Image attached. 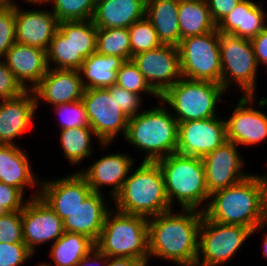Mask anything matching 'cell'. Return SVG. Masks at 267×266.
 Segmentation results:
<instances>
[{
  "mask_svg": "<svg viewBox=\"0 0 267 266\" xmlns=\"http://www.w3.org/2000/svg\"><path fill=\"white\" fill-rule=\"evenodd\" d=\"M131 60L159 96L182 78L176 46L161 45L158 48L137 53Z\"/></svg>",
  "mask_w": 267,
  "mask_h": 266,
  "instance_id": "cell-14",
  "label": "cell"
},
{
  "mask_svg": "<svg viewBox=\"0 0 267 266\" xmlns=\"http://www.w3.org/2000/svg\"><path fill=\"white\" fill-rule=\"evenodd\" d=\"M124 140L144 152L142 161L156 162L176 153L178 121L161 102L129 118Z\"/></svg>",
  "mask_w": 267,
  "mask_h": 266,
  "instance_id": "cell-3",
  "label": "cell"
},
{
  "mask_svg": "<svg viewBox=\"0 0 267 266\" xmlns=\"http://www.w3.org/2000/svg\"><path fill=\"white\" fill-rule=\"evenodd\" d=\"M148 261L129 257H107L106 266H144Z\"/></svg>",
  "mask_w": 267,
  "mask_h": 266,
  "instance_id": "cell-48",
  "label": "cell"
},
{
  "mask_svg": "<svg viewBox=\"0 0 267 266\" xmlns=\"http://www.w3.org/2000/svg\"><path fill=\"white\" fill-rule=\"evenodd\" d=\"M242 0H207L213 22L217 25Z\"/></svg>",
  "mask_w": 267,
  "mask_h": 266,
  "instance_id": "cell-45",
  "label": "cell"
},
{
  "mask_svg": "<svg viewBox=\"0 0 267 266\" xmlns=\"http://www.w3.org/2000/svg\"><path fill=\"white\" fill-rule=\"evenodd\" d=\"M262 1L242 0L216 26L224 31L234 32L238 37L252 39L267 27V13Z\"/></svg>",
  "mask_w": 267,
  "mask_h": 266,
  "instance_id": "cell-26",
  "label": "cell"
},
{
  "mask_svg": "<svg viewBox=\"0 0 267 266\" xmlns=\"http://www.w3.org/2000/svg\"><path fill=\"white\" fill-rule=\"evenodd\" d=\"M46 55L49 68L73 69L72 33H61L57 29L46 50Z\"/></svg>",
  "mask_w": 267,
  "mask_h": 266,
  "instance_id": "cell-35",
  "label": "cell"
},
{
  "mask_svg": "<svg viewBox=\"0 0 267 266\" xmlns=\"http://www.w3.org/2000/svg\"><path fill=\"white\" fill-rule=\"evenodd\" d=\"M95 247L107 257L149 261L148 218L111 209Z\"/></svg>",
  "mask_w": 267,
  "mask_h": 266,
  "instance_id": "cell-6",
  "label": "cell"
},
{
  "mask_svg": "<svg viewBox=\"0 0 267 266\" xmlns=\"http://www.w3.org/2000/svg\"><path fill=\"white\" fill-rule=\"evenodd\" d=\"M2 60L25 90H33L49 69L45 50L16 42Z\"/></svg>",
  "mask_w": 267,
  "mask_h": 266,
  "instance_id": "cell-22",
  "label": "cell"
},
{
  "mask_svg": "<svg viewBox=\"0 0 267 266\" xmlns=\"http://www.w3.org/2000/svg\"><path fill=\"white\" fill-rule=\"evenodd\" d=\"M25 91L6 63L0 59V100L15 98Z\"/></svg>",
  "mask_w": 267,
  "mask_h": 266,
  "instance_id": "cell-42",
  "label": "cell"
},
{
  "mask_svg": "<svg viewBox=\"0 0 267 266\" xmlns=\"http://www.w3.org/2000/svg\"><path fill=\"white\" fill-rule=\"evenodd\" d=\"M156 162L163 174L171 208L174 209V206L179 204L180 209L203 212L208 205L210 194L202 158L173 153Z\"/></svg>",
  "mask_w": 267,
  "mask_h": 266,
  "instance_id": "cell-5",
  "label": "cell"
},
{
  "mask_svg": "<svg viewBox=\"0 0 267 266\" xmlns=\"http://www.w3.org/2000/svg\"><path fill=\"white\" fill-rule=\"evenodd\" d=\"M256 100L252 95L238 96L233 114L225 118L227 140L239 147L259 145L267 140V114L259 110L267 106V97L260 98L258 103Z\"/></svg>",
  "mask_w": 267,
  "mask_h": 266,
  "instance_id": "cell-12",
  "label": "cell"
},
{
  "mask_svg": "<svg viewBox=\"0 0 267 266\" xmlns=\"http://www.w3.org/2000/svg\"><path fill=\"white\" fill-rule=\"evenodd\" d=\"M130 172L122 189L112 200L114 209L147 218L172 210L157 162L141 161Z\"/></svg>",
  "mask_w": 267,
  "mask_h": 266,
  "instance_id": "cell-4",
  "label": "cell"
},
{
  "mask_svg": "<svg viewBox=\"0 0 267 266\" xmlns=\"http://www.w3.org/2000/svg\"><path fill=\"white\" fill-rule=\"evenodd\" d=\"M58 143H61L63 155L71 165L78 166L84 159L92 156L94 150L92 138L96 137L91 127H77L60 130Z\"/></svg>",
  "mask_w": 267,
  "mask_h": 266,
  "instance_id": "cell-32",
  "label": "cell"
},
{
  "mask_svg": "<svg viewBox=\"0 0 267 266\" xmlns=\"http://www.w3.org/2000/svg\"><path fill=\"white\" fill-rule=\"evenodd\" d=\"M82 101L101 149L112 145L119 133L125 137L129 118L116 101V84L107 88L85 89Z\"/></svg>",
  "mask_w": 267,
  "mask_h": 266,
  "instance_id": "cell-10",
  "label": "cell"
},
{
  "mask_svg": "<svg viewBox=\"0 0 267 266\" xmlns=\"http://www.w3.org/2000/svg\"><path fill=\"white\" fill-rule=\"evenodd\" d=\"M36 266H52V263L50 262H47V263H45V262H41V263H38V265H36Z\"/></svg>",
  "mask_w": 267,
  "mask_h": 266,
  "instance_id": "cell-53",
  "label": "cell"
},
{
  "mask_svg": "<svg viewBox=\"0 0 267 266\" xmlns=\"http://www.w3.org/2000/svg\"><path fill=\"white\" fill-rule=\"evenodd\" d=\"M84 90L79 70L49 68L33 89L36 108L38 110L41 101L51 107L79 101L83 98Z\"/></svg>",
  "mask_w": 267,
  "mask_h": 266,
  "instance_id": "cell-20",
  "label": "cell"
},
{
  "mask_svg": "<svg viewBox=\"0 0 267 266\" xmlns=\"http://www.w3.org/2000/svg\"><path fill=\"white\" fill-rule=\"evenodd\" d=\"M97 0H50L52 13L58 22L90 20Z\"/></svg>",
  "mask_w": 267,
  "mask_h": 266,
  "instance_id": "cell-34",
  "label": "cell"
},
{
  "mask_svg": "<svg viewBox=\"0 0 267 266\" xmlns=\"http://www.w3.org/2000/svg\"><path fill=\"white\" fill-rule=\"evenodd\" d=\"M180 266H199V265L194 264V265H180Z\"/></svg>",
  "mask_w": 267,
  "mask_h": 266,
  "instance_id": "cell-55",
  "label": "cell"
},
{
  "mask_svg": "<svg viewBox=\"0 0 267 266\" xmlns=\"http://www.w3.org/2000/svg\"><path fill=\"white\" fill-rule=\"evenodd\" d=\"M116 85L134 92L140 96L151 95L160 100V96L149 86L138 67L130 61H125L117 71ZM143 94V95H142Z\"/></svg>",
  "mask_w": 267,
  "mask_h": 266,
  "instance_id": "cell-37",
  "label": "cell"
},
{
  "mask_svg": "<svg viewBox=\"0 0 267 266\" xmlns=\"http://www.w3.org/2000/svg\"><path fill=\"white\" fill-rule=\"evenodd\" d=\"M178 210L148 218L149 261L159 258L177 266L196 264L203 212Z\"/></svg>",
  "mask_w": 267,
  "mask_h": 266,
  "instance_id": "cell-1",
  "label": "cell"
},
{
  "mask_svg": "<svg viewBox=\"0 0 267 266\" xmlns=\"http://www.w3.org/2000/svg\"><path fill=\"white\" fill-rule=\"evenodd\" d=\"M0 243H24L21 211L0 217Z\"/></svg>",
  "mask_w": 267,
  "mask_h": 266,
  "instance_id": "cell-39",
  "label": "cell"
},
{
  "mask_svg": "<svg viewBox=\"0 0 267 266\" xmlns=\"http://www.w3.org/2000/svg\"><path fill=\"white\" fill-rule=\"evenodd\" d=\"M37 113L33 90H26L21 95L0 100V144L19 145L16 141L35 125Z\"/></svg>",
  "mask_w": 267,
  "mask_h": 266,
  "instance_id": "cell-19",
  "label": "cell"
},
{
  "mask_svg": "<svg viewBox=\"0 0 267 266\" xmlns=\"http://www.w3.org/2000/svg\"><path fill=\"white\" fill-rule=\"evenodd\" d=\"M262 239H263V243H262V250H263V255H264V258H267V232L264 233V235L262 236Z\"/></svg>",
  "mask_w": 267,
  "mask_h": 266,
  "instance_id": "cell-50",
  "label": "cell"
},
{
  "mask_svg": "<svg viewBox=\"0 0 267 266\" xmlns=\"http://www.w3.org/2000/svg\"><path fill=\"white\" fill-rule=\"evenodd\" d=\"M34 256L25 243H0V266H22Z\"/></svg>",
  "mask_w": 267,
  "mask_h": 266,
  "instance_id": "cell-41",
  "label": "cell"
},
{
  "mask_svg": "<svg viewBox=\"0 0 267 266\" xmlns=\"http://www.w3.org/2000/svg\"><path fill=\"white\" fill-rule=\"evenodd\" d=\"M23 149L19 145L0 144V181L19 189L25 195L28 188L40 189L41 180L34 173L30 158Z\"/></svg>",
  "mask_w": 267,
  "mask_h": 266,
  "instance_id": "cell-24",
  "label": "cell"
},
{
  "mask_svg": "<svg viewBox=\"0 0 267 266\" xmlns=\"http://www.w3.org/2000/svg\"><path fill=\"white\" fill-rule=\"evenodd\" d=\"M106 265H107V256L104 253H101L95 247L75 266H106Z\"/></svg>",
  "mask_w": 267,
  "mask_h": 266,
  "instance_id": "cell-47",
  "label": "cell"
},
{
  "mask_svg": "<svg viewBox=\"0 0 267 266\" xmlns=\"http://www.w3.org/2000/svg\"><path fill=\"white\" fill-rule=\"evenodd\" d=\"M251 43L258 66L263 65L267 69V27L252 38Z\"/></svg>",
  "mask_w": 267,
  "mask_h": 266,
  "instance_id": "cell-46",
  "label": "cell"
},
{
  "mask_svg": "<svg viewBox=\"0 0 267 266\" xmlns=\"http://www.w3.org/2000/svg\"><path fill=\"white\" fill-rule=\"evenodd\" d=\"M94 248L95 242L88 236L64 231L63 235L50 245L48 254L54 264L52 266H75Z\"/></svg>",
  "mask_w": 267,
  "mask_h": 266,
  "instance_id": "cell-29",
  "label": "cell"
},
{
  "mask_svg": "<svg viewBox=\"0 0 267 266\" xmlns=\"http://www.w3.org/2000/svg\"><path fill=\"white\" fill-rule=\"evenodd\" d=\"M226 92L216 82L181 78L160 96V102L178 122L203 120L219 116L218 103Z\"/></svg>",
  "mask_w": 267,
  "mask_h": 266,
  "instance_id": "cell-7",
  "label": "cell"
},
{
  "mask_svg": "<svg viewBox=\"0 0 267 266\" xmlns=\"http://www.w3.org/2000/svg\"><path fill=\"white\" fill-rule=\"evenodd\" d=\"M130 36L131 59L137 53L149 51L161 46L151 21L144 16L128 28Z\"/></svg>",
  "mask_w": 267,
  "mask_h": 266,
  "instance_id": "cell-36",
  "label": "cell"
},
{
  "mask_svg": "<svg viewBox=\"0 0 267 266\" xmlns=\"http://www.w3.org/2000/svg\"><path fill=\"white\" fill-rule=\"evenodd\" d=\"M43 179L41 178L39 196L62 220L70 216L92 192L78 171L63 177Z\"/></svg>",
  "mask_w": 267,
  "mask_h": 266,
  "instance_id": "cell-17",
  "label": "cell"
},
{
  "mask_svg": "<svg viewBox=\"0 0 267 266\" xmlns=\"http://www.w3.org/2000/svg\"><path fill=\"white\" fill-rule=\"evenodd\" d=\"M149 263H150L149 261L146 262V263L144 264V266H149Z\"/></svg>",
  "mask_w": 267,
  "mask_h": 266,
  "instance_id": "cell-56",
  "label": "cell"
},
{
  "mask_svg": "<svg viewBox=\"0 0 267 266\" xmlns=\"http://www.w3.org/2000/svg\"><path fill=\"white\" fill-rule=\"evenodd\" d=\"M97 29L92 19L59 22L61 33H72L73 69L79 70L84 60L96 52Z\"/></svg>",
  "mask_w": 267,
  "mask_h": 266,
  "instance_id": "cell-30",
  "label": "cell"
},
{
  "mask_svg": "<svg viewBox=\"0 0 267 266\" xmlns=\"http://www.w3.org/2000/svg\"><path fill=\"white\" fill-rule=\"evenodd\" d=\"M240 152L239 146L227 140L202 157L209 194L234 185L251 174L242 170L245 158Z\"/></svg>",
  "mask_w": 267,
  "mask_h": 266,
  "instance_id": "cell-16",
  "label": "cell"
},
{
  "mask_svg": "<svg viewBox=\"0 0 267 266\" xmlns=\"http://www.w3.org/2000/svg\"><path fill=\"white\" fill-rule=\"evenodd\" d=\"M226 141V122L220 116L178 122V154L202 158Z\"/></svg>",
  "mask_w": 267,
  "mask_h": 266,
  "instance_id": "cell-15",
  "label": "cell"
},
{
  "mask_svg": "<svg viewBox=\"0 0 267 266\" xmlns=\"http://www.w3.org/2000/svg\"><path fill=\"white\" fill-rule=\"evenodd\" d=\"M145 11L146 0H97L92 21L97 28H129Z\"/></svg>",
  "mask_w": 267,
  "mask_h": 266,
  "instance_id": "cell-25",
  "label": "cell"
},
{
  "mask_svg": "<svg viewBox=\"0 0 267 266\" xmlns=\"http://www.w3.org/2000/svg\"><path fill=\"white\" fill-rule=\"evenodd\" d=\"M221 56V85L227 91L241 90V95L255 96L259 66L250 39L215 27ZM237 86V87H236Z\"/></svg>",
  "mask_w": 267,
  "mask_h": 266,
  "instance_id": "cell-8",
  "label": "cell"
},
{
  "mask_svg": "<svg viewBox=\"0 0 267 266\" xmlns=\"http://www.w3.org/2000/svg\"><path fill=\"white\" fill-rule=\"evenodd\" d=\"M178 16L181 40L215 30L207 2L179 0Z\"/></svg>",
  "mask_w": 267,
  "mask_h": 266,
  "instance_id": "cell-31",
  "label": "cell"
},
{
  "mask_svg": "<svg viewBox=\"0 0 267 266\" xmlns=\"http://www.w3.org/2000/svg\"><path fill=\"white\" fill-rule=\"evenodd\" d=\"M58 20L52 11L43 8L22 9L15 6L16 43L47 50L58 29Z\"/></svg>",
  "mask_w": 267,
  "mask_h": 266,
  "instance_id": "cell-21",
  "label": "cell"
},
{
  "mask_svg": "<svg viewBox=\"0 0 267 266\" xmlns=\"http://www.w3.org/2000/svg\"><path fill=\"white\" fill-rule=\"evenodd\" d=\"M143 100V96L127 91L126 89L116 85V101L118 102V106L128 118L142 112L140 110L143 105Z\"/></svg>",
  "mask_w": 267,
  "mask_h": 266,
  "instance_id": "cell-43",
  "label": "cell"
},
{
  "mask_svg": "<svg viewBox=\"0 0 267 266\" xmlns=\"http://www.w3.org/2000/svg\"><path fill=\"white\" fill-rule=\"evenodd\" d=\"M15 42V6L9 5L0 11V59Z\"/></svg>",
  "mask_w": 267,
  "mask_h": 266,
  "instance_id": "cell-40",
  "label": "cell"
},
{
  "mask_svg": "<svg viewBox=\"0 0 267 266\" xmlns=\"http://www.w3.org/2000/svg\"><path fill=\"white\" fill-rule=\"evenodd\" d=\"M192 1L207 2V0H192Z\"/></svg>",
  "mask_w": 267,
  "mask_h": 266,
  "instance_id": "cell-54",
  "label": "cell"
},
{
  "mask_svg": "<svg viewBox=\"0 0 267 266\" xmlns=\"http://www.w3.org/2000/svg\"><path fill=\"white\" fill-rule=\"evenodd\" d=\"M267 221L256 230L231 224H221L209 220L204 214L199 229L198 255L199 266H221L233 260V256L246 243V240L265 230Z\"/></svg>",
  "mask_w": 267,
  "mask_h": 266,
  "instance_id": "cell-9",
  "label": "cell"
},
{
  "mask_svg": "<svg viewBox=\"0 0 267 266\" xmlns=\"http://www.w3.org/2000/svg\"><path fill=\"white\" fill-rule=\"evenodd\" d=\"M203 214L211 221L256 230L267 221V178L253 172L240 182L210 194Z\"/></svg>",
  "mask_w": 267,
  "mask_h": 266,
  "instance_id": "cell-2",
  "label": "cell"
},
{
  "mask_svg": "<svg viewBox=\"0 0 267 266\" xmlns=\"http://www.w3.org/2000/svg\"><path fill=\"white\" fill-rule=\"evenodd\" d=\"M104 194L91 192L70 216L63 219L66 232L80 233L96 242L108 212L112 209ZM106 201V202H105Z\"/></svg>",
  "mask_w": 267,
  "mask_h": 266,
  "instance_id": "cell-23",
  "label": "cell"
},
{
  "mask_svg": "<svg viewBox=\"0 0 267 266\" xmlns=\"http://www.w3.org/2000/svg\"><path fill=\"white\" fill-rule=\"evenodd\" d=\"M115 152L96 159L86 169L76 170L85 178L92 192L104 194L101 188L110 186L112 189L110 188L108 193H110L111 200L122 189L136 161L131 154Z\"/></svg>",
  "mask_w": 267,
  "mask_h": 266,
  "instance_id": "cell-18",
  "label": "cell"
},
{
  "mask_svg": "<svg viewBox=\"0 0 267 266\" xmlns=\"http://www.w3.org/2000/svg\"><path fill=\"white\" fill-rule=\"evenodd\" d=\"M177 48L182 78L221 84V56L215 30L184 38Z\"/></svg>",
  "mask_w": 267,
  "mask_h": 266,
  "instance_id": "cell-11",
  "label": "cell"
},
{
  "mask_svg": "<svg viewBox=\"0 0 267 266\" xmlns=\"http://www.w3.org/2000/svg\"><path fill=\"white\" fill-rule=\"evenodd\" d=\"M96 52L103 55H115L124 61H130L131 47L128 28H98Z\"/></svg>",
  "mask_w": 267,
  "mask_h": 266,
  "instance_id": "cell-33",
  "label": "cell"
},
{
  "mask_svg": "<svg viewBox=\"0 0 267 266\" xmlns=\"http://www.w3.org/2000/svg\"><path fill=\"white\" fill-rule=\"evenodd\" d=\"M52 111L60 118V130L90 127L84 103L81 100L52 106Z\"/></svg>",
  "mask_w": 267,
  "mask_h": 266,
  "instance_id": "cell-38",
  "label": "cell"
},
{
  "mask_svg": "<svg viewBox=\"0 0 267 266\" xmlns=\"http://www.w3.org/2000/svg\"><path fill=\"white\" fill-rule=\"evenodd\" d=\"M179 0H146L145 16L151 21L162 45L181 42L178 16Z\"/></svg>",
  "mask_w": 267,
  "mask_h": 266,
  "instance_id": "cell-27",
  "label": "cell"
},
{
  "mask_svg": "<svg viewBox=\"0 0 267 266\" xmlns=\"http://www.w3.org/2000/svg\"><path fill=\"white\" fill-rule=\"evenodd\" d=\"M27 197L19 189L0 181V205L9 212L22 211Z\"/></svg>",
  "mask_w": 267,
  "mask_h": 266,
  "instance_id": "cell-44",
  "label": "cell"
},
{
  "mask_svg": "<svg viewBox=\"0 0 267 266\" xmlns=\"http://www.w3.org/2000/svg\"><path fill=\"white\" fill-rule=\"evenodd\" d=\"M125 61L115 55L98 52L86 58L79 69L85 89L107 88L116 83L117 71Z\"/></svg>",
  "mask_w": 267,
  "mask_h": 266,
  "instance_id": "cell-28",
  "label": "cell"
},
{
  "mask_svg": "<svg viewBox=\"0 0 267 266\" xmlns=\"http://www.w3.org/2000/svg\"><path fill=\"white\" fill-rule=\"evenodd\" d=\"M9 5L8 0H0V11L7 8Z\"/></svg>",
  "mask_w": 267,
  "mask_h": 266,
  "instance_id": "cell-51",
  "label": "cell"
},
{
  "mask_svg": "<svg viewBox=\"0 0 267 266\" xmlns=\"http://www.w3.org/2000/svg\"><path fill=\"white\" fill-rule=\"evenodd\" d=\"M8 212V210H6L2 205H0V217L6 215Z\"/></svg>",
  "mask_w": 267,
  "mask_h": 266,
  "instance_id": "cell-52",
  "label": "cell"
},
{
  "mask_svg": "<svg viewBox=\"0 0 267 266\" xmlns=\"http://www.w3.org/2000/svg\"><path fill=\"white\" fill-rule=\"evenodd\" d=\"M39 190L31 191L33 194L29 195L21 211L23 242L34 254L40 246L53 244L64 233L62 219L39 196Z\"/></svg>",
  "mask_w": 267,
  "mask_h": 266,
  "instance_id": "cell-13",
  "label": "cell"
},
{
  "mask_svg": "<svg viewBox=\"0 0 267 266\" xmlns=\"http://www.w3.org/2000/svg\"><path fill=\"white\" fill-rule=\"evenodd\" d=\"M16 0H8V2H9V4L11 5V6H17L18 4V2L19 1H22V2H24L25 4H29V6H30V3H31V5H36V6H40L41 5V7L43 6V5H45L44 7H46V4H47V6L49 5V1L50 0H19V1H17V2H15Z\"/></svg>",
  "mask_w": 267,
  "mask_h": 266,
  "instance_id": "cell-49",
  "label": "cell"
}]
</instances>
